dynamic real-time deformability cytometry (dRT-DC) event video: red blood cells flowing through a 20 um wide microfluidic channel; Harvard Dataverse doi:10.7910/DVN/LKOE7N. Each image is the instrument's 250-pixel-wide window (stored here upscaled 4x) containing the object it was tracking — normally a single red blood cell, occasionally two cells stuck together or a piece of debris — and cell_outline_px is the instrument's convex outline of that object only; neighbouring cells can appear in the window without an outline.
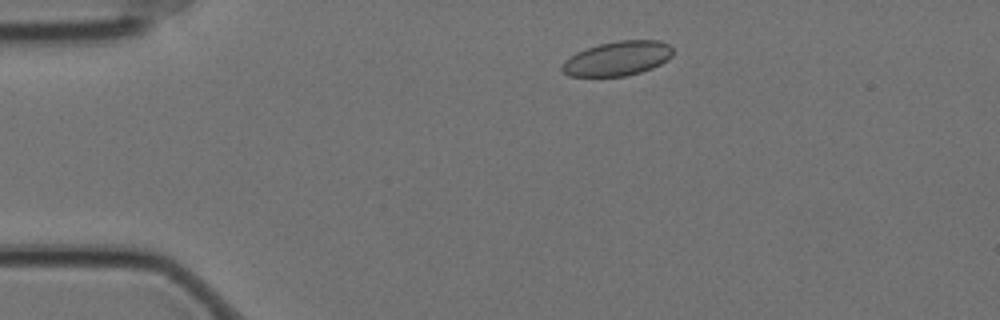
{"species": "Egyptian fruit bat (a non-hibernating species)", "species_latin": "Rousettus aegyptiacus", "temperature_condition": "cold", "stored_images_in_passage": 53, "camera_frame_rate_fps": 3000, "um_per_image_px": 0.085, "animal": {"sex": "female"}, "frame": {"image": 1, "passage_image": 6, "time_ms": 1.667, "image_size_px": [1000, 320], "cell_outline_px": [[672, 56], [668, 60], [652, 68], [640, 72], [624, 76], [568, 76], [560, 68], [564, 60], [576, 52], [584, 48], [600, 44], [620, 40], [660, 40], [668, 44], [672, 48]], "centroid_in_image_um": [52.47, 4.96], "position_along_channel_um": 32.5, "area_um2": 22.31}}
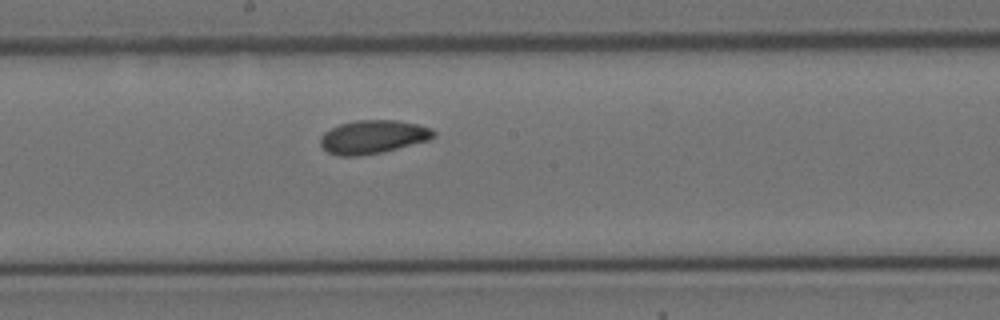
{"frame": {"image": 2, "passage_image": 26, "time_ms": 8.333, "image_size_px": [1000, 320], "cell_outline_px": [[436, 136], [428, 140], [384, 152], [360, 156], [336, 156], [328, 152], [320, 144], [320, 136], [324, 132], [340, 124], [356, 120], [396, 120], [416, 124], [432, 128], [436, 132]], "centroid_in_image_um": [31.7, 11.64], "position_along_channel_um": 216.5, "area_um2": 22.2}}
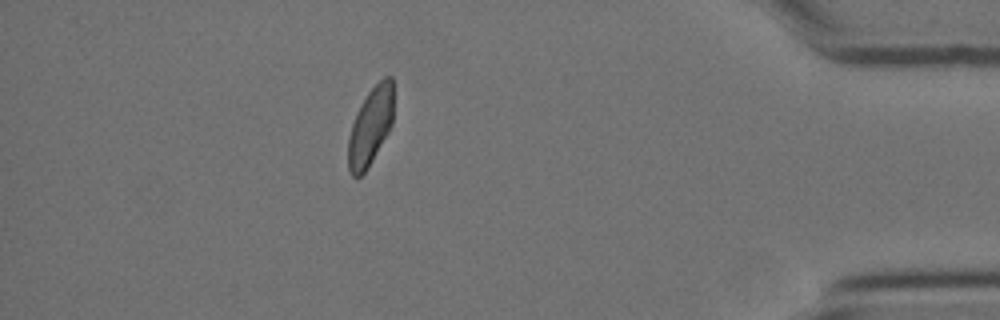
{"frame": {"image": 3, "passage_image": 46, "time_ms": 15.0, "image_size_px": [1000, 320], "cell_outline_px": [[392, 124], [388, 132], [368, 168], [356, 180], [352, 176], [348, 168], [348, 136], [356, 112], [368, 92], [384, 76], [392, 76]], "centroid_in_image_um": [31.46, 10.78], "position_along_channel_um": 403.7, "area_um2": 20.46}, "authors_computed_cell_mechanics": {"area_um2": 22.0796, "velocity_mm_per_s": 3.4618, "shape_relaxation_time_tau1_ms": 8.4981, "shape_relaxation_time_tau2_ms": 2.7047, "deformation_change_tau1": 0.1469, "deformation_change_tau2": 0.0643}}